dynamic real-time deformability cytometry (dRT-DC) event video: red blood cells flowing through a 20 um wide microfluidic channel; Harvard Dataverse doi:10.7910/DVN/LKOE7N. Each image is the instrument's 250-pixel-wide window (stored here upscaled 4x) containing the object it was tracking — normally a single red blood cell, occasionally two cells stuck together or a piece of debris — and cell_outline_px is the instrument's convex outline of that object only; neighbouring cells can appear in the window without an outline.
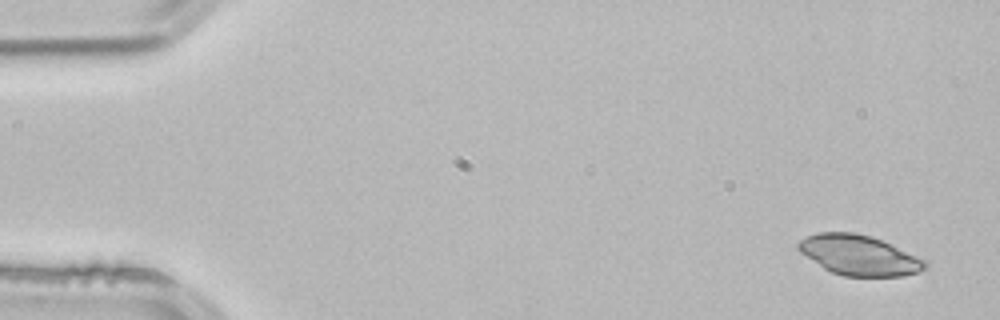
{"species": "common noctule bat (a hibernating species)", "species_latin": "Nyctalus noctula", "temperature_condition": "room temperature", "stored_images_in_passage": 3, "camera_frame_rate_fps": 3000, "um_per_image_px": 0.085, "animal": {"sex": "male", "body_mass_g": 21.5, "forearm_length_mm": 52.0}, "frame": {"image": 1, "passage_image": 1, "time_ms": 0.0, "image_size_px": [1000, 320], "cell_outline_px": [[928, 268], [920, 272], [904, 276], [844, 276], [832, 272], [824, 268], [800, 252], [796, 248], [796, 244], [800, 240], [816, 232], [852, 232], [872, 236], [916, 256], [924, 260], [928, 264]], "centroid_in_image_um": [73.01, 21.69], "position_along_channel_um": 12.0, "area_um2": 29.48}}